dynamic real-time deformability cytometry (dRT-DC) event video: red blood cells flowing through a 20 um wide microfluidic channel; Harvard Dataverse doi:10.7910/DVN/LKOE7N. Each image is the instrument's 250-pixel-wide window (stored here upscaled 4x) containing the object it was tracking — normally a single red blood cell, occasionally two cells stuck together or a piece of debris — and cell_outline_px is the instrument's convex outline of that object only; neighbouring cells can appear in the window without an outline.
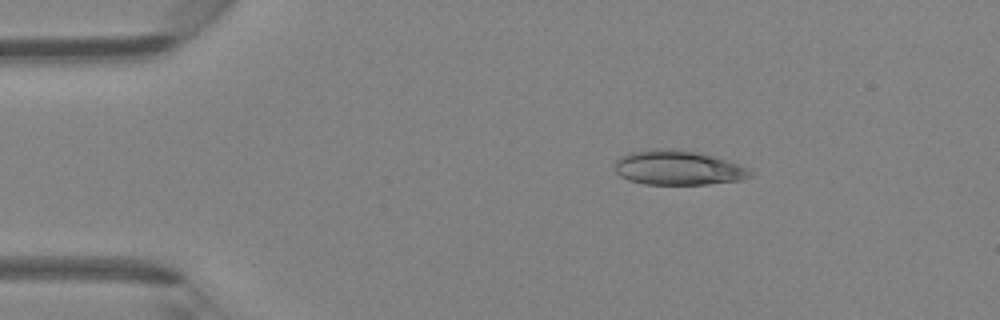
{"species": "Egyptian fruit bat (a non-hibernating species)", "species_latin": "Rousettus aegyptiacus", "temperature_condition": "room temperature", "stored_images_in_passage": 40, "camera_frame_rate_fps": 3000, "um_per_image_px": 0.085, "animal": {"sex": "female"}, "frame": {"image": 1, "passage_image": 1, "time_ms": 0.0, "image_size_px": [1000, 320], "cell_outline_px": [[752, 176], [740, 180], [708, 184], [644, 184], [628, 180], [620, 176], [616, 172], [616, 160], [620, 156], [632, 152], [656, 148], [692, 152], [712, 156], [748, 168], [752, 172]], "centroid_in_image_um": [57.6, 14.28], "position_along_channel_um": 27.4, "area_um2": 26.7}}
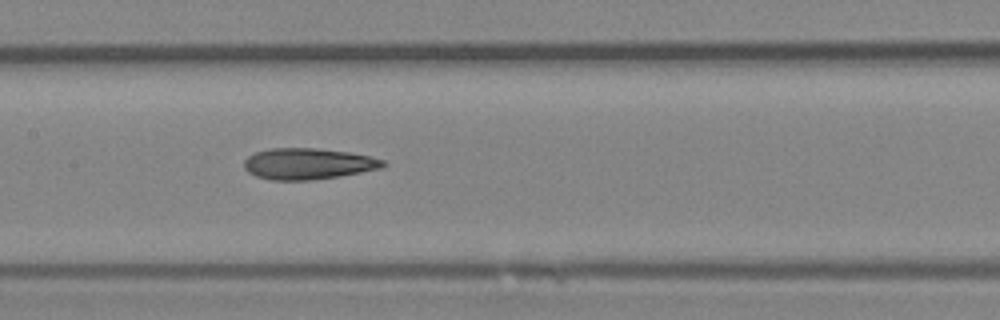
{"frame": {"image": 2, "passage_image": 16, "time_ms": 5.0, "image_size_px": [1000, 320], "cell_outline_px": [[388, 164], [384, 168], [340, 176], [312, 180], [272, 180], [256, 176], [248, 172], [244, 168], [244, 160], [248, 156], [256, 152], [268, 148], [316, 148], [348, 152], [368, 156], [384, 160]], "centroid_in_image_um": [26.19, 13.92], "position_along_channel_um": 181.2, "area_um2": 25.37}}
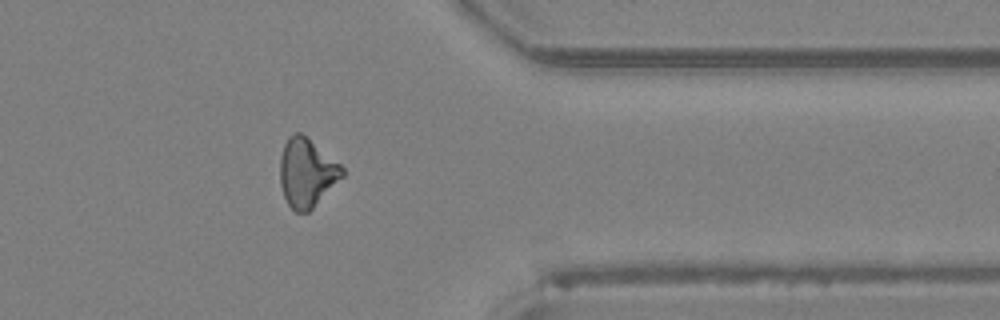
{"frame": {"image": 3, "passage_image": 31, "time_ms": 10.0, "image_size_px": [1000, 320], "cell_outline_px": [[344, 176], [308, 212], [296, 212], [288, 204], [284, 196], [280, 184], [280, 156], [284, 144], [288, 136], [292, 132], [300, 132], [340, 164], [344, 168]], "centroid_in_image_um": [26.06, 14.67], "position_along_channel_um": 385.3, "area_um2": 24.68}, "authors_computed_cell_mechanics": {"area_um2": 24.9118, "velocity_mm_per_s": 4.3245, "shape_relaxation_time_tau1_ms": 5.9107, "shape_relaxation_time_tau2_ms": 3.8295, "deformation_change_tau1": 0.1563, "deformation_change_tau2": 0.1487}}